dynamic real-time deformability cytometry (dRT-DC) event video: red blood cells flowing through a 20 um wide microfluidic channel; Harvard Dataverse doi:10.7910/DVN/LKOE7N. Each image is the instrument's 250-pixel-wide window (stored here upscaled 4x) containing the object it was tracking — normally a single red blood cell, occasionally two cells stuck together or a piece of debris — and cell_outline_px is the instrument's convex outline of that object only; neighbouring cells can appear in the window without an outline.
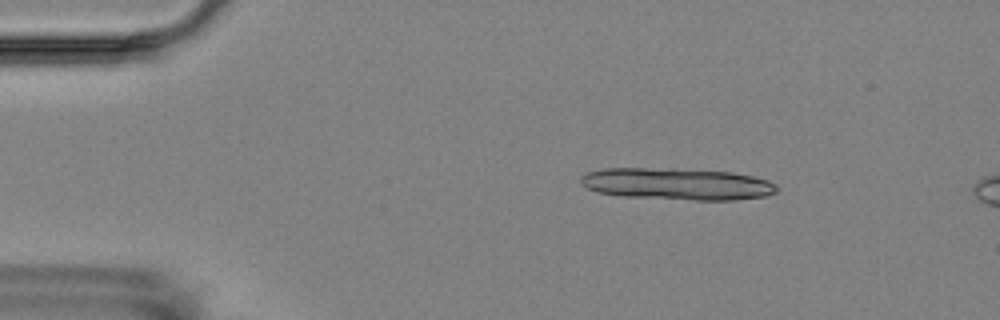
{"species": "Egyptian fruit bat (a non-hibernating species)", "species_latin": "Rousettus aegyptiacus", "temperature_condition": "room temperature", "stored_images_in_passage": 4, "camera_frame_rate_fps": 3000, "um_per_image_px": 0.085, "animal": {"sex": "female"}, "frame": {"image": 1, "passage_image": 1, "time_ms": 0.0, "image_size_px": [1000, 320], "cell_outline_px": [[776, 192], [768, 196], [736, 200], [696, 200], [624, 196], [600, 192], [588, 188], [580, 180], [580, 176], [584, 172], [604, 168], [672, 168], [732, 172], [752, 176], [768, 180], [776, 184]], "centroid_in_image_um": [57.58, 15.63], "position_along_channel_um": 27.4, "area_um2": 36.47}}